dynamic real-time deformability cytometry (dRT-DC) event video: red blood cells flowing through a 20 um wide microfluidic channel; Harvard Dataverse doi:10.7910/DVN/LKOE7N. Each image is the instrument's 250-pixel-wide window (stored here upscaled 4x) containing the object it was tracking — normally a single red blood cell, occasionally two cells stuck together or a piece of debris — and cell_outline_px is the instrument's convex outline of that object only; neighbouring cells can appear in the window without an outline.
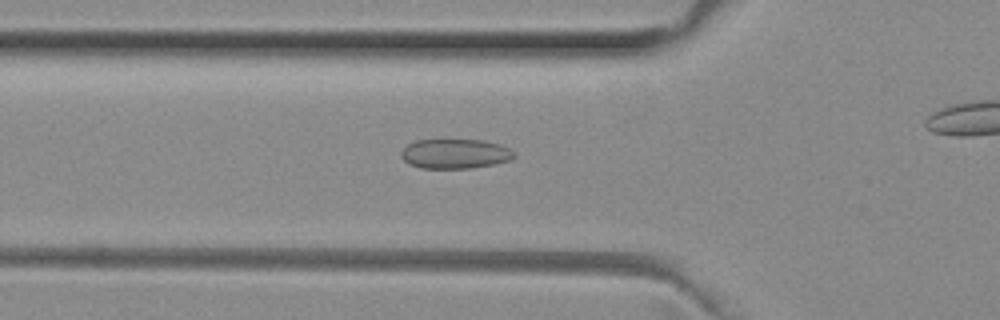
{"species": "common noctule bat (a hibernating species)", "species_latin": "Nyctalus noctula", "temperature_condition": "room temperature", "stored_images_in_passage": 42, "camera_frame_rate_fps": 3000, "um_per_image_px": 0.085, "animal": {"sex": "female", "body_mass_g": 29.2, "forearm_length_mm": 56.3}, "frame": {"image": 1, "passage_image": 18, "time_ms": 5.667, "image_size_px": [1000, 320], "cell_outline_px": [[516, 156], [512, 160], [492, 164], [468, 168], [420, 168], [408, 164], [400, 156], [400, 152], [408, 144], [416, 140], [484, 140], [500, 144], [516, 152]], "centroid_in_image_um": [38.69, 13.07], "position_along_channel_um": 87.1, "area_um2": 19.59}}
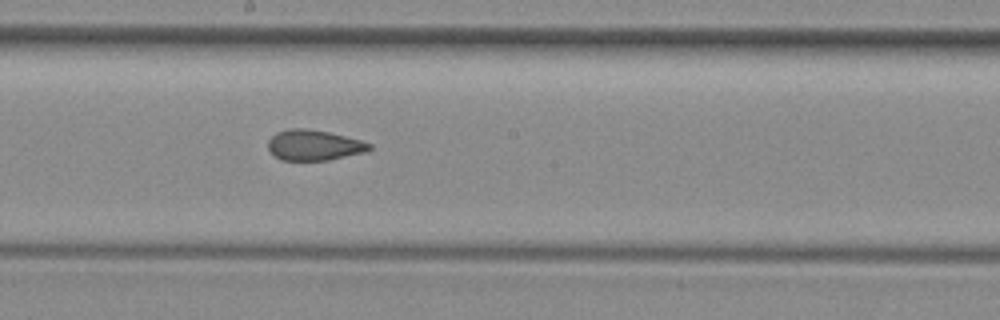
{"frame": {"image": 2, "passage_image": 28, "time_ms": 9.0, "image_size_px": [1000, 320], "cell_outline_px": [[372, 148], [368, 152], [328, 160], [280, 160], [268, 148], [268, 140], [276, 132], [288, 128], [304, 128], [328, 132], [360, 140], [372, 144]], "centroid_in_image_um": [26.7, 12.34], "position_along_channel_um": 221.5, "area_um2": 18.03}}
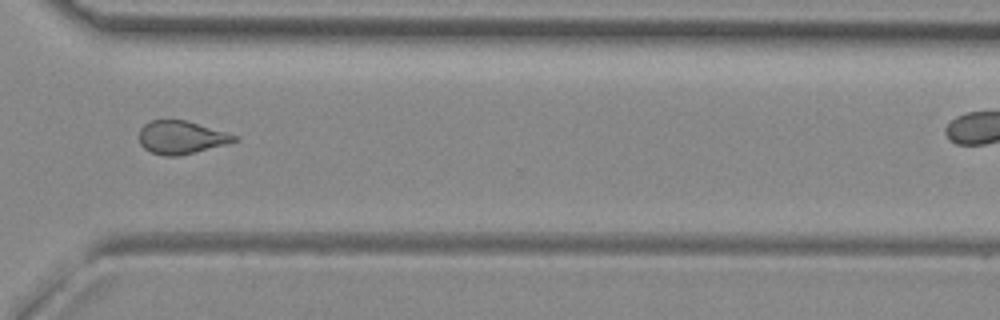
{"frame": {"image": 3, "passage_image": 38, "time_ms": 12.333, "image_size_px": [1000, 320], "cell_outline_px": [[236, 140], [228, 144], [180, 156], [164, 156], [152, 152], [144, 148], [140, 144], [140, 128], [144, 124], [152, 120], [184, 120], [224, 132], [236, 136]], "centroid_in_image_um": [15.36, 11.69], "position_along_channel_um": 355.2, "area_um2": 18.03}}